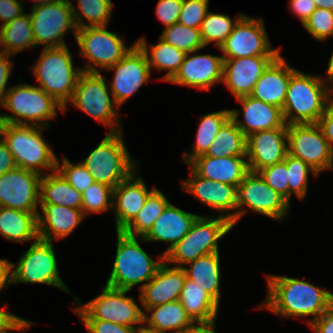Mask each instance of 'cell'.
I'll list each match as a JSON object with an SVG mask.
<instances>
[{
	"label": "cell",
	"mask_w": 333,
	"mask_h": 333,
	"mask_svg": "<svg viewBox=\"0 0 333 333\" xmlns=\"http://www.w3.org/2000/svg\"><path fill=\"white\" fill-rule=\"evenodd\" d=\"M113 205V188L95 182L82 193V211L86 216L90 212L101 213Z\"/></svg>",
	"instance_id": "obj_44"
},
{
	"label": "cell",
	"mask_w": 333,
	"mask_h": 333,
	"mask_svg": "<svg viewBox=\"0 0 333 333\" xmlns=\"http://www.w3.org/2000/svg\"><path fill=\"white\" fill-rule=\"evenodd\" d=\"M16 163L13 158V154L8 149L7 144L0 140V175L10 170L15 169Z\"/></svg>",
	"instance_id": "obj_57"
},
{
	"label": "cell",
	"mask_w": 333,
	"mask_h": 333,
	"mask_svg": "<svg viewBox=\"0 0 333 333\" xmlns=\"http://www.w3.org/2000/svg\"><path fill=\"white\" fill-rule=\"evenodd\" d=\"M132 173L122 180L113 189V205L115 211L116 230L122 231L142 210L149 195L156 189L150 191L144 184L142 178H134Z\"/></svg>",
	"instance_id": "obj_23"
},
{
	"label": "cell",
	"mask_w": 333,
	"mask_h": 333,
	"mask_svg": "<svg viewBox=\"0 0 333 333\" xmlns=\"http://www.w3.org/2000/svg\"><path fill=\"white\" fill-rule=\"evenodd\" d=\"M230 118V110H222L204 115L197 130L196 143L193 145L194 151L191 155L185 152L183 160L189 164L196 157L204 155L215 140L218 131Z\"/></svg>",
	"instance_id": "obj_38"
},
{
	"label": "cell",
	"mask_w": 333,
	"mask_h": 333,
	"mask_svg": "<svg viewBox=\"0 0 333 333\" xmlns=\"http://www.w3.org/2000/svg\"><path fill=\"white\" fill-rule=\"evenodd\" d=\"M23 11L21 2L17 0H0V20L3 21L1 26L23 14Z\"/></svg>",
	"instance_id": "obj_52"
},
{
	"label": "cell",
	"mask_w": 333,
	"mask_h": 333,
	"mask_svg": "<svg viewBox=\"0 0 333 333\" xmlns=\"http://www.w3.org/2000/svg\"><path fill=\"white\" fill-rule=\"evenodd\" d=\"M160 38L185 53H197L205 47L200 29L187 27L178 22L165 27Z\"/></svg>",
	"instance_id": "obj_42"
},
{
	"label": "cell",
	"mask_w": 333,
	"mask_h": 333,
	"mask_svg": "<svg viewBox=\"0 0 333 333\" xmlns=\"http://www.w3.org/2000/svg\"><path fill=\"white\" fill-rule=\"evenodd\" d=\"M289 4L292 11L300 18L302 24L306 22L317 8L313 0H290Z\"/></svg>",
	"instance_id": "obj_56"
},
{
	"label": "cell",
	"mask_w": 333,
	"mask_h": 333,
	"mask_svg": "<svg viewBox=\"0 0 333 333\" xmlns=\"http://www.w3.org/2000/svg\"><path fill=\"white\" fill-rule=\"evenodd\" d=\"M11 55L6 53L3 49L0 50V102L4 99L8 79L11 74V68L13 67L11 62H9Z\"/></svg>",
	"instance_id": "obj_53"
},
{
	"label": "cell",
	"mask_w": 333,
	"mask_h": 333,
	"mask_svg": "<svg viewBox=\"0 0 333 333\" xmlns=\"http://www.w3.org/2000/svg\"><path fill=\"white\" fill-rule=\"evenodd\" d=\"M62 164L60 168L57 159L56 171L81 194L95 183L93 176L81 162L72 164L67 158H64Z\"/></svg>",
	"instance_id": "obj_45"
},
{
	"label": "cell",
	"mask_w": 333,
	"mask_h": 333,
	"mask_svg": "<svg viewBox=\"0 0 333 333\" xmlns=\"http://www.w3.org/2000/svg\"><path fill=\"white\" fill-rule=\"evenodd\" d=\"M277 56L224 59L223 82L236 98L251 95L263 71Z\"/></svg>",
	"instance_id": "obj_21"
},
{
	"label": "cell",
	"mask_w": 333,
	"mask_h": 333,
	"mask_svg": "<svg viewBox=\"0 0 333 333\" xmlns=\"http://www.w3.org/2000/svg\"><path fill=\"white\" fill-rule=\"evenodd\" d=\"M106 29L107 26L77 29L75 37L80 47L81 56L91 62L82 68L83 72L100 73L96 66L108 69L120 61L135 45L127 48L116 33Z\"/></svg>",
	"instance_id": "obj_11"
},
{
	"label": "cell",
	"mask_w": 333,
	"mask_h": 333,
	"mask_svg": "<svg viewBox=\"0 0 333 333\" xmlns=\"http://www.w3.org/2000/svg\"><path fill=\"white\" fill-rule=\"evenodd\" d=\"M32 22L35 46L45 45L44 48L66 46L63 40L69 29L76 34L77 26L74 20L70 0H59L53 3L38 5L29 14Z\"/></svg>",
	"instance_id": "obj_12"
},
{
	"label": "cell",
	"mask_w": 333,
	"mask_h": 333,
	"mask_svg": "<svg viewBox=\"0 0 333 333\" xmlns=\"http://www.w3.org/2000/svg\"><path fill=\"white\" fill-rule=\"evenodd\" d=\"M242 16V14L238 15L234 23H232L228 15L208 12L200 26L201 39L204 46L210 42H215V45L220 48L226 38L232 33L236 22Z\"/></svg>",
	"instance_id": "obj_41"
},
{
	"label": "cell",
	"mask_w": 333,
	"mask_h": 333,
	"mask_svg": "<svg viewBox=\"0 0 333 333\" xmlns=\"http://www.w3.org/2000/svg\"><path fill=\"white\" fill-rule=\"evenodd\" d=\"M0 46L9 55H15L24 49L35 46L29 14L23 13L0 27Z\"/></svg>",
	"instance_id": "obj_36"
},
{
	"label": "cell",
	"mask_w": 333,
	"mask_h": 333,
	"mask_svg": "<svg viewBox=\"0 0 333 333\" xmlns=\"http://www.w3.org/2000/svg\"><path fill=\"white\" fill-rule=\"evenodd\" d=\"M232 228L231 221L223 214L216 219L198 216L190 231L164 255V260L183 267L198 257L219 252L218 240Z\"/></svg>",
	"instance_id": "obj_8"
},
{
	"label": "cell",
	"mask_w": 333,
	"mask_h": 333,
	"mask_svg": "<svg viewBox=\"0 0 333 333\" xmlns=\"http://www.w3.org/2000/svg\"><path fill=\"white\" fill-rule=\"evenodd\" d=\"M44 127L6 124L2 139L16 166L43 175L40 168L56 171L57 157L42 136Z\"/></svg>",
	"instance_id": "obj_5"
},
{
	"label": "cell",
	"mask_w": 333,
	"mask_h": 333,
	"mask_svg": "<svg viewBox=\"0 0 333 333\" xmlns=\"http://www.w3.org/2000/svg\"><path fill=\"white\" fill-rule=\"evenodd\" d=\"M169 201L158 189H155L147 198L142 210L122 230L129 236L144 237L151 229L156 219L162 214Z\"/></svg>",
	"instance_id": "obj_39"
},
{
	"label": "cell",
	"mask_w": 333,
	"mask_h": 333,
	"mask_svg": "<svg viewBox=\"0 0 333 333\" xmlns=\"http://www.w3.org/2000/svg\"><path fill=\"white\" fill-rule=\"evenodd\" d=\"M112 5L111 0H78L79 14L76 12L78 8L72 5L77 28L107 26L111 16ZM83 16L90 24H85L81 21Z\"/></svg>",
	"instance_id": "obj_40"
},
{
	"label": "cell",
	"mask_w": 333,
	"mask_h": 333,
	"mask_svg": "<svg viewBox=\"0 0 333 333\" xmlns=\"http://www.w3.org/2000/svg\"><path fill=\"white\" fill-rule=\"evenodd\" d=\"M186 53L179 72L170 81L179 85L209 90L216 82L223 81L224 59L213 55L189 56Z\"/></svg>",
	"instance_id": "obj_22"
},
{
	"label": "cell",
	"mask_w": 333,
	"mask_h": 333,
	"mask_svg": "<svg viewBox=\"0 0 333 333\" xmlns=\"http://www.w3.org/2000/svg\"><path fill=\"white\" fill-rule=\"evenodd\" d=\"M288 127H279L255 132L247 137L246 158L249 171L274 165L285 159L288 154Z\"/></svg>",
	"instance_id": "obj_19"
},
{
	"label": "cell",
	"mask_w": 333,
	"mask_h": 333,
	"mask_svg": "<svg viewBox=\"0 0 333 333\" xmlns=\"http://www.w3.org/2000/svg\"><path fill=\"white\" fill-rule=\"evenodd\" d=\"M186 273L184 267H169L164 260L154 277L140 286V300L144 308L178 301Z\"/></svg>",
	"instance_id": "obj_20"
},
{
	"label": "cell",
	"mask_w": 333,
	"mask_h": 333,
	"mask_svg": "<svg viewBox=\"0 0 333 333\" xmlns=\"http://www.w3.org/2000/svg\"><path fill=\"white\" fill-rule=\"evenodd\" d=\"M295 71L279 54L263 71L251 96L282 109L291 75Z\"/></svg>",
	"instance_id": "obj_25"
},
{
	"label": "cell",
	"mask_w": 333,
	"mask_h": 333,
	"mask_svg": "<svg viewBox=\"0 0 333 333\" xmlns=\"http://www.w3.org/2000/svg\"><path fill=\"white\" fill-rule=\"evenodd\" d=\"M106 78L100 73L82 72L73 92L71 103L109 126V133L119 132L116 112L111 103ZM117 127V128H116Z\"/></svg>",
	"instance_id": "obj_13"
},
{
	"label": "cell",
	"mask_w": 333,
	"mask_h": 333,
	"mask_svg": "<svg viewBox=\"0 0 333 333\" xmlns=\"http://www.w3.org/2000/svg\"><path fill=\"white\" fill-rule=\"evenodd\" d=\"M0 105L15 114L14 116L4 115L7 124L35 125L45 128L48 120L57 116L56 107L64 112L63 106L42 88L28 84L16 85L8 89Z\"/></svg>",
	"instance_id": "obj_6"
},
{
	"label": "cell",
	"mask_w": 333,
	"mask_h": 333,
	"mask_svg": "<svg viewBox=\"0 0 333 333\" xmlns=\"http://www.w3.org/2000/svg\"><path fill=\"white\" fill-rule=\"evenodd\" d=\"M128 292L129 290L105 285L99 296L84 305L76 299L77 305L81 308H75L74 311L81 319H99L135 327L134 324L144 323L145 312L138 307L133 298L126 297Z\"/></svg>",
	"instance_id": "obj_10"
},
{
	"label": "cell",
	"mask_w": 333,
	"mask_h": 333,
	"mask_svg": "<svg viewBox=\"0 0 333 333\" xmlns=\"http://www.w3.org/2000/svg\"><path fill=\"white\" fill-rule=\"evenodd\" d=\"M78 69V70H77ZM74 68L67 46L44 48L32 71L48 95L52 96L64 111L72 99L82 68Z\"/></svg>",
	"instance_id": "obj_3"
},
{
	"label": "cell",
	"mask_w": 333,
	"mask_h": 333,
	"mask_svg": "<svg viewBox=\"0 0 333 333\" xmlns=\"http://www.w3.org/2000/svg\"><path fill=\"white\" fill-rule=\"evenodd\" d=\"M214 323L215 319L208 322H197V325H195L194 322L180 333H216L214 330Z\"/></svg>",
	"instance_id": "obj_59"
},
{
	"label": "cell",
	"mask_w": 333,
	"mask_h": 333,
	"mask_svg": "<svg viewBox=\"0 0 333 333\" xmlns=\"http://www.w3.org/2000/svg\"><path fill=\"white\" fill-rule=\"evenodd\" d=\"M14 267V263L8 262V260L5 259H0V291L5 286L12 284L11 270L14 269Z\"/></svg>",
	"instance_id": "obj_58"
},
{
	"label": "cell",
	"mask_w": 333,
	"mask_h": 333,
	"mask_svg": "<svg viewBox=\"0 0 333 333\" xmlns=\"http://www.w3.org/2000/svg\"><path fill=\"white\" fill-rule=\"evenodd\" d=\"M14 283H42L69 292L59 277L57 261L51 241L37 239L20 258L17 267L11 271Z\"/></svg>",
	"instance_id": "obj_14"
},
{
	"label": "cell",
	"mask_w": 333,
	"mask_h": 333,
	"mask_svg": "<svg viewBox=\"0 0 333 333\" xmlns=\"http://www.w3.org/2000/svg\"><path fill=\"white\" fill-rule=\"evenodd\" d=\"M317 125L323 132L330 149L333 152V105L331 104L319 118Z\"/></svg>",
	"instance_id": "obj_54"
},
{
	"label": "cell",
	"mask_w": 333,
	"mask_h": 333,
	"mask_svg": "<svg viewBox=\"0 0 333 333\" xmlns=\"http://www.w3.org/2000/svg\"><path fill=\"white\" fill-rule=\"evenodd\" d=\"M317 8L333 11V0H313Z\"/></svg>",
	"instance_id": "obj_60"
},
{
	"label": "cell",
	"mask_w": 333,
	"mask_h": 333,
	"mask_svg": "<svg viewBox=\"0 0 333 333\" xmlns=\"http://www.w3.org/2000/svg\"><path fill=\"white\" fill-rule=\"evenodd\" d=\"M31 324L32 322L19 318L4 308L0 310V333H8L9 330L23 331L30 328Z\"/></svg>",
	"instance_id": "obj_51"
},
{
	"label": "cell",
	"mask_w": 333,
	"mask_h": 333,
	"mask_svg": "<svg viewBox=\"0 0 333 333\" xmlns=\"http://www.w3.org/2000/svg\"><path fill=\"white\" fill-rule=\"evenodd\" d=\"M35 3L33 4L35 6H38V5H43V4H47V3H53V2H57L59 0H33Z\"/></svg>",
	"instance_id": "obj_64"
},
{
	"label": "cell",
	"mask_w": 333,
	"mask_h": 333,
	"mask_svg": "<svg viewBox=\"0 0 333 333\" xmlns=\"http://www.w3.org/2000/svg\"><path fill=\"white\" fill-rule=\"evenodd\" d=\"M223 59L252 56H278V49L271 48L262 19L243 15L232 33L219 48Z\"/></svg>",
	"instance_id": "obj_16"
},
{
	"label": "cell",
	"mask_w": 333,
	"mask_h": 333,
	"mask_svg": "<svg viewBox=\"0 0 333 333\" xmlns=\"http://www.w3.org/2000/svg\"><path fill=\"white\" fill-rule=\"evenodd\" d=\"M310 327L315 333H333V304Z\"/></svg>",
	"instance_id": "obj_55"
},
{
	"label": "cell",
	"mask_w": 333,
	"mask_h": 333,
	"mask_svg": "<svg viewBox=\"0 0 333 333\" xmlns=\"http://www.w3.org/2000/svg\"><path fill=\"white\" fill-rule=\"evenodd\" d=\"M41 176L19 167L0 175V206L38 212Z\"/></svg>",
	"instance_id": "obj_17"
},
{
	"label": "cell",
	"mask_w": 333,
	"mask_h": 333,
	"mask_svg": "<svg viewBox=\"0 0 333 333\" xmlns=\"http://www.w3.org/2000/svg\"><path fill=\"white\" fill-rule=\"evenodd\" d=\"M121 131L107 133L101 143L81 163L94 181L113 189L135 170V162L124 145Z\"/></svg>",
	"instance_id": "obj_7"
},
{
	"label": "cell",
	"mask_w": 333,
	"mask_h": 333,
	"mask_svg": "<svg viewBox=\"0 0 333 333\" xmlns=\"http://www.w3.org/2000/svg\"><path fill=\"white\" fill-rule=\"evenodd\" d=\"M288 154L303 160L317 174L333 168V152L316 124H291L287 129Z\"/></svg>",
	"instance_id": "obj_15"
},
{
	"label": "cell",
	"mask_w": 333,
	"mask_h": 333,
	"mask_svg": "<svg viewBox=\"0 0 333 333\" xmlns=\"http://www.w3.org/2000/svg\"><path fill=\"white\" fill-rule=\"evenodd\" d=\"M198 216L185 212L169 202L150 231L141 237V240L170 242L165 250V255L190 231Z\"/></svg>",
	"instance_id": "obj_26"
},
{
	"label": "cell",
	"mask_w": 333,
	"mask_h": 333,
	"mask_svg": "<svg viewBox=\"0 0 333 333\" xmlns=\"http://www.w3.org/2000/svg\"><path fill=\"white\" fill-rule=\"evenodd\" d=\"M237 100L243 105L245 123L238 120L240 113L238 110H230L231 118L246 137L259 131L288 127L281 108L267 104L251 95L237 98Z\"/></svg>",
	"instance_id": "obj_24"
},
{
	"label": "cell",
	"mask_w": 333,
	"mask_h": 333,
	"mask_svg": "<svg viewBox=\"0 0 333 333\" xmlns=\"http://www.w3.org/2000/svg\"><path fill=\"white\" fill-rule=\"evenodd\" d=\"M137 333H164V332H161V331H157V330H154L150 327H144L143 325L139 326L138 330H137Z\"/></svg>",
	"instance_id": "obj_62"
},
{
	"label": "cell",
	"mask_w": 333,
	"mask_h": 333,
	"mask_svg": "<svg viewBox=\"0 0 333 333\" xmlns=\"http://www.w3.org/2000/svg\"><path fill=\"white\" fill-rule=\"evenodd\" d=\"M39 203L40 205H60L82 209V194L57 171H54V173L41 176Z\"/></svg>",
	"instance_id": "obj_31"
},
{
	"label": "cell",
	"mask_w": 333,
	"mask_h": 333,
	"mask_svg": "<svg viewBox=\"0 0 333 333\" xmlns=\"http://www.w3.org/2000/svg\"><path fill=\"white\" fill-rule=\"evenodd\" d=\"M135 43L144 51L150 68L154 67L160 71L168 70L162 80L170 82L179 72L186 55L185 52L159 38L158 44L151 45V56L149 57L145 39L140 38Z\"/></svg>",
	"instance_id": "obj_35"
},
{
	"label": "cell",
	"mask_w": 333,
	"mask_h": 333,
	"mask_svg": "<svg viewBox=\"0 0 333 333\" xmlns=\"http://www.w3.org/2000/svg\"><path fill=\"white\" fill-rule=\"evenodd\" d=\"M247 137L230 118L218 131L215 140L204 154L214 158L246 157Z\"/></svg>",
	"instance_id": "obj_37"
},
{
	"label": "cell",
	"mask_w": 333,
	"mask_h": 333,
	"mask_svg": "<svg viewBox=\"0 0 333 333\" xmlns=\"http://www.w3.org/2000/svg\"><path fill=\"white\" fill-rule=\"evenodd\" d=\"M303 26L315 39L323 41L333 36V11L316 8Z\"/></svg>",
	"instance_id": "obj_46"
},
{
	"label": "cell",
	"mask_w": 333,
	"mask_h": 333,
	"mask_svg": "<svg viewBox=\"0 0 333 333\" xmlns=\"http://www.w3.org/2000/svg\"><path fill=\"white\" fill-rule=\"evenodd\" d=\"M179 301L194 322L216 319L219 304L204 288L187 277Z\"/></svg>",
	"instance_id": "obj_32"
},
{
	"label": "cell",
	"mask_w": 333,
	"mask_h": 333,
	"mask_svg": "<svg viewBox=\"0 0 333 333\" xmlns=\"http://www.w3.org/2000/svg\"><path fill=\"white\" fill-rule=\"evenodd\" d=\"M89 333H137L138 328L128 327L111 321L81 319Z\"/></svg>",
	"instance_id": "obj_50"
},
{
	"label": "cell",
	"mask_w": 333,
	"mask_h": 333,
	"mask_svg": "<svg viewBox=\"0 0 333 333\" xmlns=\"http://www.w3.org/2000/svg\"><path fill=\"white\" fill-rule=\"evenodd\" d=\"M209 0H183L178 23L200 29L201 23L208 13Z\"/></svg>",
	"instance_id": "obj_48"
},
{
	"label": "cell",
	"mask_w": 333,
	"mask_h": 333,
	"mask_svg": "<svg viewBox=\"0 0 333 333\" xmlns=\"http://www.w3.org/2000/svg\"><path fill=\"white\" fill-rule=\"evenodd\" d=\"M286 166L288 172L289 202L293 192H295L299 199H303L307 193L310 171L315 176L318 174L303 160L289 154L286 155Z\"/></svg>",
	"instance_id": "obj_43"
},
{
	"label": "cell",
	"mask_w": 333,
	"mask_h": 333,
	"mask_svg": "<svg viewBox=\"0 0 333 333\" xmlns=\"http://www.w3.org/2000/svg\"><path fill=\"white\" fill-rule=\"evenodd\" d=\"M191 178L183 181L184 190L195 195L202 203L212 209L224 212L237 210L236 187L199 176L193 169Z\"/></svg>",
	"instance_id": "obj_28"
},
{
	"label": "cell",
	"mask_w": 333,
	"mask_h": 333,
	"mask_svg": "<svg viewBox=\"0 0 333 333\" xmlns=\"http://www.w3.org/2000/svg\"><path fill=\"white\" fill-rule=\"evenodd\" d=\"M6 124L4 114L0 115V140L2 139L1 137L3 136Z\"/></svg>",
	"instance_id": "obj_63"
},
{
	"label": "cell",
	"mask_w": 333,
	"mask_h": 333,
	"mask_svg": "<svg viewBox=\"0 0 333 333\" xmlns=\"http://www.w3.org/2000/svg\"><path fill=\"white\" fill-rule=\"evenodd\" d=\"M325 81L296 70L290 78L282 108L284 121L291 124H316L331 105Z\"/></svg>",
	"instance_id": "obj_2"
},
{
	"label": "cell",
	"mask_w": 333,
	"mask_h": 333,
	"mask_svg": "<svg viewBox=\"0 0 333 333\" xmlns=\"http://www.w3.org/2000/svg\"><path fill=\"white\" fill-rule=\"evenodd\" d=\"M108 71L115 70L112 91L113 105L120 106L141 86L148 84L151 68L144 51L135 43L132 49Z\"/></svg>",
	"instance_id": "obj_18"
},
{
	"label": "cell",
	"mask_w": 333,
	"mask_h": 333,
	"mask_svg": "<svg viewBox=\"0 0 333 333\" xmlns=\"http://www.w3.org/2000/svg\"><path fill=\"white\" fill-rule=\"evenodd\" d=\"M38 212H25L0 206V234L9 241L37 240Z\"/></svg>",
	"instance_id": "obj_30"
},
{
	"label": "cell",
	"mask_w": 333,
	"mask_h": 333,
	"mask_svg": "<svg viewBox=\"0 0 333 333\" xmlns=\"http://www.w3.org/2000/svg\"><path fill=\"white\" fill-rule=\"evenodd\" d=\"M247 206L254 212L281 219L289 209V202L278 192L273 190L260 176L258 172L249 171L240 185L236 187V208L237 212L224 215L231 221L233 227L239 221L246 210L241 208Z\"/></svg>",
	"instance_id": "obj_9"
},
{
	"label": "cell",
	"mask_w": 333,
	"mask_h": 333,
	"mask_svg": "<svg viewBox=\"0 0 333 333\" xmlns=\"http://www.w3.org/2000/svg\"><path fill=\"white\" fill-rule=\"evenodd\" d=\"M146 311L151 315L147 317L144 313L143 322L147 323L146 326L164 333L168 330L180 333L194 323L179 300L150 307Z\"/></svg>",
	"instance_id": "obj_33"
},
{
	"label": "cell",
	"mask_w": 333,
	"mask_h": 333,
	"mask_svg": "<svg viewBox=\"0 0 333 333\" xmlns=\"http://www.w3.org/2000/svg\"><path fill=\"white\" fill-rule=\"evenodd\" d=\"M332 84H333V81L331 82ZM332 92H333V89L331 90ZM332 99V102H331V104L333 105V98H331Z\"/></svg>",
	"instance_id": "obj_65"
},
{
	"label": "cell",
	"mask_w": 333,
	"mask_h": 333,
	"mask_svg": "<svg viewBox=\"0 0 333 333\" xmlns=\"http://www.w3.org/2000/svg\"><path fill=\"white\" fill-rule=\"evenodd\" d=\"M264 181L289 202L288 172L286 157L283 161L258 171Z\"/></svg>",
	"instance_id": "obj_47"
},
{
	"label": "cell",
	"mask_w": 333,
	"mask_h": 333,
	"mask_svg": "<svg viewBox=\"0 0 333 333\" xmlns=\"http://www.w3.org/2000/svg\"><path fill=\"white\" fill-rule=\"evenodd\" d=\"M246 157L214 158L200 155L189 164L201 177L237 187L249 172Z\"/></svg>",
	"instance_id": "obj_27"
},
{
	"label": "cell",
	"mask_w": 333,
	"mask_h": 333,
	"mask_svg": "<svg viewBox=\"0 0 333 333\" xmlns=\"http://www.w3.org/2000/svg\"><path fill=\"white\" fill-rule=\"evenodd\" d=\"M219 259V252H214L187 263L191 265L189 269L184 268L186 277L204 288L218 304L221 276Z\"/></svg>",
	"instance_id": "obj_34"
},
{
	"label": "cell",
	"mask_w": 333,
	"mask_h": 333,
	"mask_svg": "<svg viewBox=\"0 0 333 333\" xmlns=\"http://www.w3.org/2000/svg\"><path fill=\"white\" fill-rule=\"evenodd\" d=\"M327 80L329 82L333 81V52H332V56L330 58L329 64H328V68H327Z\"/></svg>",
	"instance_id": "obj_61"
},
{
	"label": "cell",
	"mask_w": 333,
	"mask_h": 333,
	"mask_svg": "<svg viewBox=\"0 0 333 333\" xmlns=\"http://www.w3.org/2000/svg\"><path fill=\"white\" fill-rule=\"evenodd\" d=\"M268 295L264 308L283 317L315 315L309 325L332 304L333 293L307 281L286 276H268Z\"/></svg>",
	"instance_id": "obj_1"
},
{
	"label": "cell",
	"mask_w": 333,
	"mask_h": 333,
	"mask_svg": "<svg viewBox=\"0 0 333 333\" xmlns=\"http://www.w3.org/2000/svg\"><path fill=\"white\" fill-rule=\"evenodd\" d=\"M183 0H159L156 7L157 17L165 27L178 22Z\"/></svg>",
	"instance_id": "obj_49"
},
{
	"label": "cell",
	"mask_w": 333,
	"mask_h": 333,
	"mask_svg": "<svg viewBox=\"0 0 333 333\" xmlns=\"http://www.w3.org/2000/svg\"><path fill=\"white\" fill-rule=\"evenodd\" d=\"M117 232V249L107 286L129 290L136 284L150 281L164 261L152 260L140 247L137 238L122 231Z\"/></svg>",
	"instance_id": "obj_4"
},
{
	"label": "cell",
	"mask_w": 333,
	"mask_h": 333,
	"mask_svg": "<svg viewBox=\"0 0 333 333\" xmlns=\"http://www.w3.org/2000/svg\"><path fill=\"white\" fill-rule=\"evenodd\" d=\"M43 216L37 215L39 239L53 242L71 234L85 215L82 209L60 205H41ZM54 235V236H53Z\"/></svg>",
	"instance_id": "obj_29"
}]
</instances>
